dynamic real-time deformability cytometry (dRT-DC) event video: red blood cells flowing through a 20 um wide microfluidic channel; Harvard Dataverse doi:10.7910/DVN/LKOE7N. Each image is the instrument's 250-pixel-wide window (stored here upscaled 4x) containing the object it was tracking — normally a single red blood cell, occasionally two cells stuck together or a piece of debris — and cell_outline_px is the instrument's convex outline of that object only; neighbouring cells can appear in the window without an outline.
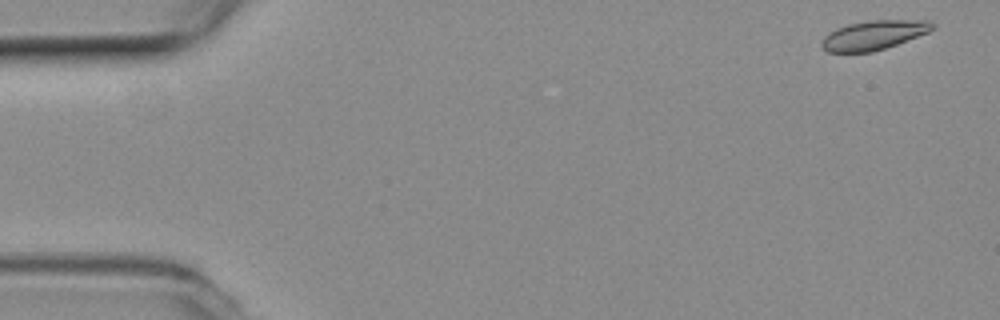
{"species": "common noctule bat (a hibernating species)", "species_latin": "Nyctalus noctula", "temperature_condition": "room temperature", "stored_images_in_passage": 11, "camera_frame_rate_fps": 3000, "um_per_image_px": 0.085, "animal": {"sex": "female", "body_mass_g": 19.3, "forearm_length_mm": 54.1}, "frame": {"image": 1, "passage_image": 1, "time_ms": 0.0, "image_size_px": [1000, 320], "cell_outline_px": [[936, 28], [928, 32], [896, 44], [872, 52], [828, 52], [820, 44], [824, 36], [828, 32], [836, 28], [848, 24], [868, 20], [928, 20], [936, 24]], "centroid_in_image_um": [74.27, 2.97], "position_along_channel_um": 10.7, "area_um2": 18.9}}